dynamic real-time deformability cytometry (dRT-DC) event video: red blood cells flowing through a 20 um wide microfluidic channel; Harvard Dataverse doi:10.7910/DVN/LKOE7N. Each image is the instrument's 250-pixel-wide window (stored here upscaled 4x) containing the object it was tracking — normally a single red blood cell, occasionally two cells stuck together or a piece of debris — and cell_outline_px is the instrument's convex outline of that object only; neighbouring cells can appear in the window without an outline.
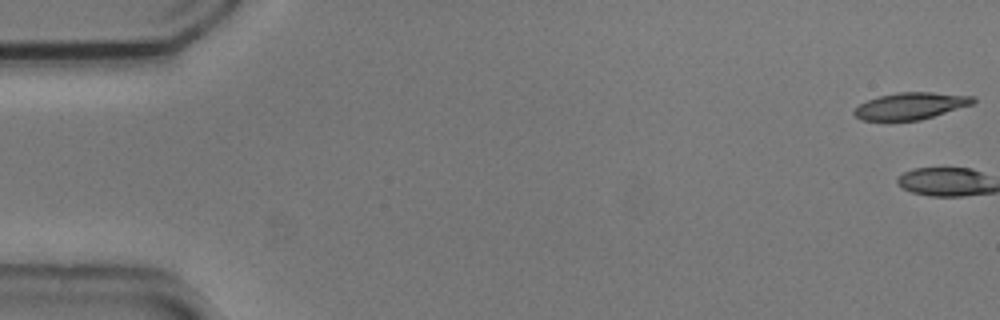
{"species": "common noctule bat (a hibernating species)", "species_latin": "Nyctalus noctula", "temperature_condition": "cold", "stored_images_in_passage": 2, "camera_frame_rate_fps": 3000, "um_per_image_px": 0.085, "animal": {"sex": "male", "body_mass_g": 20.5, "forearm_length_mm": 52.5}, "frame": {"image": 1, "passage_image": 1, "time_ms": 0.0, "image_size_px": [1000, 320], "cell_outline_px": [[976, 100], [972, 104], [920, 120], [860, 120], [852, 112], [860, 104], [868, 100], [880, 96], [896, 92], [932, 92], [976, 96]], "centroid_in_image_um": [77.42, 8.99], "position_along_channel_um": 7.6, "area_um2": 18.44}}